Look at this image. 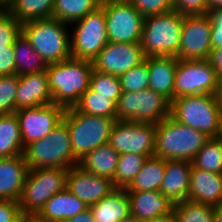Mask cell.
<instances>
[{
    "instance_id": "33",
    "label": "cell",
    "mask_w": 222,
    "mask_h": 222,
    "mask_svg": "<svg viewBox=\"0 0 222 222\" xmlns=\"http://www.w3.org/2000/svg\"><path fill=\"white\" fill-rule=\"evenodd\" d=\"M192 166L222 174V140L210 138L195 155Z\"/></svg>"
},
{
    "instance_id": "7",
    "label": "cell",
    "mask_w": 222,
    "mask_h": 222,
    "mask_svg": "<svg viewBox=\"0 0 222 222\" xmlns=\"http://www.w3.org/2000/svg\"><path fill=\"white\" fill-rule=\"evenodd\" d=\"M220 108L216 94L187 95L171 101L170 116L210 138H216Z\"/></svg>"
},
{
    "instance_id": "15",
    "label": "cell",
    "mask_w": 222,
    "mask_h": 222,
    "mask_svg": "<svg viewBox=\"0 0 222 222\" xmlns=\"http://www.w3.org/2000/svg\"><path fill=\"white\" fill-rule=\"evenodd\" d=\"M212 21L208 14L184 16L179 60H208L212 50Z\"/></svg>"
},
{
    "instance_id": "34",
    "label": "cell",
    "mask_w": 222,
    "mask_h": 222,
    "mask_svg": "<svg viewBox=\"0 0 222 222\" xmlns=\"http://www.w3.org/2000/svg\"><path fill=\"white\" fill-rule=\"evenodd\" d=\"M148 156L133 153L119 154L118 164L112 180L115 188L125 189L142 168Z\"/></svg>"
},
{
    "instance_id": "48",
    "label": "cell",
    "mask_w": 222,
    "mask_h": 222,
    "mask_svg": "<svg viewBox=\"0 0 222 222\" xmlns=\"http://www.w3.org/2000/svg\"><path fill=\"white\" fill-rule=\"evenodd\" d=\"M217 9H222V0H208V13Z\"/></svg>"
},
{
    "instance_id": "12",
    "label": "cell",
    "mask_w": 222,
    "mask_h": 222,
    "mask_svg": "<svg viewBox=\"0 0 222 222\" xmlns=\"http://www.w3.org/2000/svg\"><path fill=\"white\" fill-rule=\"evenodd\" d=\"M218 74L208 60H179L176 66L174 98L217 94Z\"/></svg>"
},
{
    "instance_id": "10",
    "label": "cell",
    "mask_w": 222,
    "mask_h": 222,
    "mask_svg": "<svg viewBox=\"0 0 222 222\" xmlns=\"http://www.w3.org/2000/svg\"><path fill=\"white\" fill-rule=\"evenodd\" d=\"M109 42L140 43L144 17L128 0H102Z\"/></svg>"
},
{
    "instance_id": "4",
    "label": "cell",
    "mask_w": 222,
    "mask_h": 222,
    "mask_svg": "<svg viewBox=\"0 0 222 222\" xmlns=\"http://www.w3.org/2000/svg\"><path fill=\"white\" fill-rule=\"evenodd\" d=\"M116 120L84 114L74 107L66 109L63 121L69 130L74 158L79 162L97 147L108 144Z\"/></svg>"
},
{
    "instance_id": "26",
    "label": "cell",
    "mask_w": 222,
    "mask_h": 222,
    "mask_svg": "<svg viewBox=\"0 0 222 222\" xmlns=\"http://www.w3.org/2000/svg\"><path fill=\"white\" fill-rule=\"evenodd\" d=\"M118 159L119 153L108 143L88 153L79 161V166L94 175L113 180Z\"/></svg>"
},
{
    "instance_id": "18",
    "label": "cell",
    "mask_w": 222,
    "mask_h": 222,
    "mask_svg": "<svg viewBox=\"0 0 222 222\" xmlns=\"http://www.w3.org/2000/svg\"><path fill=\"white\" fill-rule=\"evenodd\" d=\"M48 104H53V99L46 70L20 75L16 93V111Z\"/></svg>"
},
{
    "instance_id": "11",
    "label": "cell",
    "mask_w": 222,
    "mask_h": 222,
    "mask_svg": "<svg viewBox=\"0 0 222 222\" xmlns=\"http://www.w3.org/2000/svg\"><path fill=\"white\" fill-rule=\"evenodd\" d=\"M75 22L77 27L70 41L71 56L92 62L109 42L104 8L99 6Z\"/></svg>"
},
{
    "instance_id": "55",
    "label": "cell",
    "mask_w": 222,
    "mask_h": 222,
    "mask_svg": "<svg viewBox=\"0 0 222 222\" xmlns=\"http://www.w3.org/2000/svg\"><path fill=\"white\" fill-rule=\"evenodd\" d=\"M216 95L218 96L220 107L222 108V90H217Z\"/></svg>"
},
{
    "instance_id": "50",
    "label": "cell",
    "mask_w": 222,
    "mask_h": 222,
    "mask_svg": "<svg viewBox=\"0 0 222 222\" xmlns=\"http://www.w3.org/2000/svg\"><path fill=\"white\" fill-rule=\"evenodd\" d=\"M14 2L15 0H0V11H8Z\"/></svg>"
},
{
    "instance_id": "29",
    "label": "cell",
    "mask_w": 222,
    "mask_h": 222,
    "mask_svg": "<svg viewBox=\"0 0 222 222\" xmlns=\"http://www.w3.org/2000/svg\"><path fill=\"white\" fill-rule=\"evenodd\" d=\"M16 74L27 75L46 70L47 64L21 33L14 44Z\"/></svg>"
},
{
    "instance_id": "27",
    "label": "cell",
    "mask_w": 222,
    "mask_h": 222,
    "mask_svg": "<svg viewBox=\"0 0 222 222\" xmlns=\"http://www.w3.org/2000/svg\"><path fill=\"white\" fill-rule=\"evenodd\" d=\"M165 173V159L148 157L131 183L125 188L127 192L159 191Z\"/></svg>"
},
{
    "instance_id": "14",
    "label": "cell",
    "mask_w": 222,
    "mask_h": 222,
    "mask_svg": "<svg viewBox=\"0 0 222 222\" xmlns=\"http://www.w3.org/2000/svg\"><path fill=\"white\" fill-rule=\"evenodd\" d=\"M65 108L56 104L22 108L16 111L23 146L48 136L63 121Z\"/></svg>"
},
{
    "instance_id": "31",
    "label": "cell",
    "mask_w": 222,
    "mask_h": 222,
    "mask_svg": "<svg viewBox=\"0 0 222 222\" xmlns=\"http://www.w3.org/2000/svg\"><path fill=\"white\" fill-rule=\"evenodd\" d=\"M74 108L81 113L117 119L116 104L110 96L99 95L88 88Z\"/></svg>"
},
{
    "instance_id": "35",
    "label": "cell",
    "mask_w": 222,
    "mask_h": 222,
    "mask_svg": "<svg viewBox=\"0 0 222 222\" xmlns=\"http://www.w3.org/2000/svg\"><path fill=\"white\" fill-rule=\"evenodd\" d=\"M178 222H213L215 207L208 204L184 200L173 209Z\"/></svg>"
},
{
    "instance_id": "9",
    "label": "cell",
    "mask_w": 222,
    "mask_h": 222,
    "mask_svg": "<svg viewBox=\"0 0 222 222\" xmlns=\"http://www.w3.org/2000/svg\"><path fill=\"white\" fill-rule=\"evenodd\" d=\"M171 102L151 89L121 92L116 103L118 121L157 124L170 115Z\"/></svg>"
},
{
    "instance_id": "22",
    "label": "cell",
    "mask_w": 222,
    "mask_h": 222,
    "mask_svg": "<svg viewBox=\"0 0 222 222\" xmlns=\"http://www.w3.org/2000/svg\"><path fill=\"white\" fill-rule=\"evenodd\" d=\"M192 162L183 160H165V173L160 192L173 203L188 199Z\"/></svg>"
},
{
    "instance_id": "28",
    "label": "cell",
    "mask_w": 222,
    "mask_h": 222,
    "mask_svg": "<svg viewBox=\"0 0 222 222\" xmlns=\"http://www.w3.org/2000/svg\"><path fill=\"white\" fill-rule=\"evenodd\" d=\"M24 148L16 113L0 115V158L23 155Z\"/></svg>"
},
{
    "instance_id": "38",
    "label": "cell",
    "mask_w": 222,
    "mask_h": 222,
    "mask_svg": "<svg viewBox=\"0 0 222 222\" xmlns=\"http://www.w3.org/2000/svg\"><path fill=\"white\" fill-rule=\"evenodd\" d=\"M19 76H0V115L16 113V93Z\"/></svg>"
},
{
    "instance_id": "20",
    "label": "cell",
    "mask_w": 222,
    "mask_h": 222,
    "mask_svg": "<svg viewBox=\"0 0 222 222\" xmlns=\"http://www.w3.org/2000/svg\"><path fill=\"white\" fill-rule=\"evenodd\" d=\"M130 200V215L141 222L169 214L175 203L160 191L127 192Z\"/></svg>"
},
{
    "instance_id": "54",
    "label": "cell",
    "mask_w": 222,
    "mask_h": 222,
    "mask_svg": "<svg viewBox=\"0 0 222 222\" xmlns=\"http://www.w3.org/2000/svg\"><path fill=\"white\" fill-rule=\"evenodd\" d=\"M222 90V72L218 75V89Z\"/></svg>"
},
{
    "instance_id": "37",
    "label": "cell",
    "mask_w": 222,
    "mask_h": 222,
    "mask_svg": "<svg viewBox=\"0 0 222 222\" xmlns=\"http://www.w3.org/2000/svg\"><path fill=\"white\" fill-rule=\"evenodd\" d=\"M121 91L135 92L142 89H149V72L147 57L144 62L131 68L119 76Z\"/></svg>"
},
{
    "instance_id": "51",
    "label": "cell",
    "mask_w": 222,
    "mask_h": 222,
    "mask_svg": "<svg viewBox=\"0 0 222 222\" xmlns=\"http://www.w3.org/2000/svg\"><path fill=\"white\" fill-rule=\"evenodd\" d=\"M213 222H222V205L215 207V215Z\"/></svg>"
},
{
    "instance_id": "49",
    "label": "cell",
    "mask_w": 222,
    "mask_h": 222,
    "mask_svg": "<svg viewBox=\"0 0 222 222\" xmlns=\"http://www.w3.org/2000/svg\"><path fill=\"white\" fill-rule=\"evenodd\" d=\"M18 222H45L39 219L36 215H23Z\"/></svg>"
},
{
    "instance_id": "39",
    "label": "cell",
    "mask_w": 222,
    "mask_h": 222,
    "mask_svg": "<svg viewBox=\"0 0 222 222\" xmlns=\"http://www.w3.org/2000/svg\"><path fill=\"white\" fill-rule=\"evenodd\" d=\"M22 33V23L17 21L9 11H0V48L13 45Z\"/></svg>"
},
{
    "instance_id": "24",
    "label": "cell",
    "mask_w": 222,
    "mask_h": 222,
    "mask_svg": "<svg viewBox=\"0 0 222 222\" xmlns=\"http://www.w3.org/2000/svg\"><path fill=\"white\" fill-rule=\"evenodd\" d=\"M88 207L67 188L52 196L36 214L45 222H65Z\"/></svg>"
},
{
    "instance_id": "40",
    "label": "cell",
    "mask_w": 222,
    "mask_h": 222,
    "mask_svg": "<svg viewBox=\"0 0 222 222\" xmlns=\"http://www.w3.org/2000/svg\"><path fill=\"white\" fill-rule=\"evenodd\" d=\"M144 17L172 10V0H128Z\"/></svg>"
},
{
    "instance_id": "23",
    "label": "cell",
    "mask_w": 222,
    "mask_h": 222,
    "mask_svg": "<svg viewBox=\"0 0 222 222\" xmlns=\"http://www.w3.org/2000/svg\"><path fill=\"white\" fill-rule=\"evenodd\" d=\"M178 58L174 56H149V89L162 94L170 102L174 99L175 72Z\"/></svg>"
},
{
    "instance_id": "25",
    "label": "cell",
    "mask_w": 222,
    "mask_h": 222,
    "mask_svg": "<svg viewBox=\"0 0 222 222\" xmlns=\"http://www.w3.org/2000/svg\"><path fill=\"white\" fill-rule=\"evenodd\" d=\"M89 208L96 222H119L130 215V200L125 189L116 188Z\"/></svg>"
},
{
    "instance_id": "19",
    "label": "cell",
    "mask_w": 222,
    "mask_h": 222,
    "mask_svg": "<svg viewBox=\"0 0 222 222\" xmlns=\"http://www.w3.org/2000/svg\"><path fill=\"white\" fill-rule=\"evenodd\" d=\"M188 200L213 207L222 205V174L192 166Z\"/></svg>"
},
{
    "instance_id": "46",
    "label": "cell",
    "mask_w": 222,
    "mask_h": 222,
    "mask_svg": "<svg viewBox=\"0 0 222 222\" xmlns=\"http://www.w3.org/2000/svg\"><path fill=\"white\" fill-rule=\"evenodd\" d=\"M65 222H96L91 209L88 207L83 212L76 214Z\"/></svg>"
},
{
    "instance_id": "30",
    "label": "cell",
    "mask_w": 222,
    "mask_h": 222,
    "mask_svg": "<svg viewBox=\"0 0 222 222\" xmlns=\"http://www.w3.org/2000/svg\"><path fill=\"white\" fill-rule=\"evenodd\" d=\"M102 0H54L52 17L68 25L101 6Z\"/></svg>"
},
{
    "instance_id": "47",
    "label": "cell",
    "mask_w": 222,
    "mask_h": 222,
    "mask_svg": "<svg viewBox=\"0 0 222 222\" xmlns=\"http://www.w3.org/2000/svg\"><path fill=\"white\" fill-rule=\"evenodd\" d=\"M145 222H178L176 215L174 213V211H172L169 214L154 218L152 220L149 221H145Z\"/></svg>"
},
{
    "instance_id": "16",
    "label": "cell",
    "mask_w": 222,
    "mask_h": 222,
    "mask_svg": "<svg viewBox=\"0 0 222 222\" xmlns=\"http://www.w3.org/2000/svg\"><path fill=\"white\" fill-rule=\"evenodd\" d=\"M145 59L140 43L108 42L92 63L94 70L120 76L144 62Z\"/></svg>"
},
{
    "instance_id": "8",
    "label": "cell",
    "mask_w": 222,
    "mask_h": 222,
    "mask_svg": "<svg viewBox=\"0 0 222 222\" xmlns=\"http://www.w3.org/2000/svg\"><path fill=\"white\" fill-rule=\"evenodd\" d=\"M68 169H29L18 201L23 215H36L44 204L67 186Z\"/></svg>"
},
{
    "instance_id": "45",
    "label": "cell",
    "mask_w": 222,
    "mask_h": 222,
    "mask_svg": "<svg viewBox=\"0 0 222 222\" xmlns=\"http://www.w3.org/2000/svg\"><path fill=\"white\" fill-rule=\"evenodd\" d=\"M208 61L219 75L222 72V47L212 49L209 54Z\"/></svg>"
},
{
    "instance_id": "42",
    "label": "cell",
    "mask_w": 222,
    "mask_h": 222,
    "mask_svg": "<svg viewBox=\"0 0 222 222\" xmlns=\"http://www.w3.org/2000/svg\"><path fill=\"white\" fill-rule=\"evenodd\" d=\"M16 74L14 46L0 48V76Z\"/></svg>"
},
{
    "instance_id": "2",
    "label": "cell",
    "mask_w": 222,
    "mask_h": 222,
    "mask_svg": "<svg viewBox=\"0 0 222 222\" xmlns=\"http://www.w3.org/2000/svg\"><path fill=\"white\" fill-rule=\"evenodd\" d=\"M209 139L206 134L177 122L169 115L156 124L154 156L192 162Z\"/></svg>"
},
{
    "instance_id": "1",
    "label": "cell",
    "mask_w": 222,
    "mask_h": 222,
    "mask_svg": "<svg viewBox=\"0 0 222 222\" xmlns=\"http://www.w3.org/2000/svg\"><path fill=\"white\" fill-rule=\"evenodd\" d=\"M92 71L91 61L72 57L47 65L46 73L53 104L65 109L74 107L89 88Z\"/></svg>"
},
{
    "instance_id": "36",
    "label": "cell",
    "mask_w": 222,
    "mask_h": 222,
    "mask_svg": "<svg viewBox=\"0 0 222 222\" xmlns=\"http://www.w3.org/2000/svg\"><path fill=\"white\" fill-rule=\"evenodd\" d=\"M89 88L99 95L110 96L115 104L122 92L119 76L102 73L94 69L90 77Z\"/></svg>"
},
{
    "instance_id": "32",
    "label": "cell",
    "mask_w": 222,
    "mask_h": 222,
    "mask_svg": "<svg viewBox=\"0 0 222 222\" xmlns=\"http://www.w3.org/2000/svg\"><path fill=\"white\" fill-rule=\"evenodd\" d=\"M54 0H15L8 10L20 23L52 18Z\"/></svg>"
},
{
    "instance_id": "13",
    "label": "cell",
    "mask_w": 222,
    "mask_h": 222,
    "mask_svg": "<svg viewBox=\"0 0 222 222\" xmlns=\"http://www.w3.org/2000/svg\"><path fill=\"white\" fill-rule=\"evenodd\" d=\"M156 124L118 121L112 127L109 144L119 154L154 156Z\"/></svg>"
},
{
    "instance_id": "6",
    "label": "cell",
    "mask_w": 222,
    "mask_h": 222,
    "mask_svg": "<svg viewBox=\"0 0 222 222\" xmlns=\"http://www.w3.org/2000/svg\"><path fill=\"white\" fill-rule=\"evenodd\" d=\"M183 22L184 16L173 9L146 17L140 41L145 56L178 57Z\"/></svg>"
},
{
    "instance_id": "5",
    "label": "cell",
    "mask_w": 222,
    "mask_h": 222,
    "mask_svg": "<svg viewBox=\"0 0 222 222\" xmlns=\"http://www.w3.org/2000/svg\"><path fill=\"white\" fill-rule=\"evenodd\" d=\"M66 23L57 19H36L22 23V34L47 65L71 58Z\"/></svg>"
},
{
    "instance_id": "41",
    "label": "cell",
    "mask_w": 222,
    "mask_h": 222,
    "mask_svg": "<svg viewBox=\"0 0 222 222\" xmlns=\"http://www.w3.org/2000/svg\"><path fill=\"white\" fill-rule=\"evenodd\" d=\"M172 9L183 16L208 14V0H172Z\"/></svg>"
},
{
    "instance_id": "52",
    "label": "cell",
    "mask_w": 222,
    "mask_h": 222,
    "mask_svg": "<svg viewBox=\"0 0 222 222\" xmlns=\"http://www.w3.org/2000/svg\"><path fill=\"white\" fill-rule=\"evenodd\" d=\"M216 138L222 140V108L219 111V122H218V132Z\"/></svg>"
},
{
    "instance_id": "53",
    "label": "cell",
    "mask_w": 222,
    "mask_h": 222,
    "mask_svg": "<svg viewBox=\"0 0 222 222\" xmlns=\"http://www.w3.org/2000/svg\"><path fill=\"white\" fill-rule=\"evenodd\" d=\"M119 222H141V221L135 218L134 216L129 215L128 217L121 219Z\"/></svg>"
},
{
    "instance_id": "43",
    "label": "cell",
    "mask_w": 222,
    "mask_h": 222,
    "mask_svg": "<svg viewBox=\"0 0 222 222\" xmlns=\"http://www.w3.org/2000/svg\"><path fill=\"white\" fill-rule=\"evenodd\" d=\"M22 216L17 201L0 200V222H18Z\"/></svg>"
},
{
    "instance_id": "44",
    "label": "cell",
    "mask_w": 222,
    "mask_h": 222,
    "mask_svg": "<svg viewBox=\"0 0 222 222\" xmlns=\"http://www.w3.org/2000/svg\"><path fill=\"white\" fill-rule=\"evenodd\" d=\"M212 21L211 44L212 49L222 47V9L208 13Z\"/></svg>"
},
{
    "instance_id": "17",
    "label": "cell",
    "mask_w": 222,
    "mask_h": 222,
    "mask_svg": "<svg viewBox=\"0 0 222 222\" xmlns=\"http://www.w3.org/2000/svg\"><path fill=\"white\" fill-rule=\"evenodd\" d=\"M66 188L87 207L99 202L116 189L111 179L87 172L79 165L68 169Z\"/></svg>"
},
{
    "instance_id": "21",
    "label": "cell",
    "mask_w": 222,
    "mask_h": 222,
    "mask_svg": "<svg viewBox=\"0 0 222 222\" xmlns=\"http://www.w3.org/2000/svg\"><path fill=\"white\" fill-rule=\"evenodd\" d=\"M28 170L23 155L0 158V200L19 201Z\"/></svg>"
},
{
    "instance_id": "3",
    "label": "cell",
    "mask_w": 222,
    "mask_h": 222,
    "mask_svg": "<svg viewBox=\"0 0 222 222\" xmlns=\"http://www.w3.org/2000/svg\"><path fill=\"white\" fill-rule=\"evenodd\" d=\"M28 169L63 168L79 165L74 158L67 124L60 122L51 133L26 145L23 152Z\"/></svg>"
}]
</instances>
